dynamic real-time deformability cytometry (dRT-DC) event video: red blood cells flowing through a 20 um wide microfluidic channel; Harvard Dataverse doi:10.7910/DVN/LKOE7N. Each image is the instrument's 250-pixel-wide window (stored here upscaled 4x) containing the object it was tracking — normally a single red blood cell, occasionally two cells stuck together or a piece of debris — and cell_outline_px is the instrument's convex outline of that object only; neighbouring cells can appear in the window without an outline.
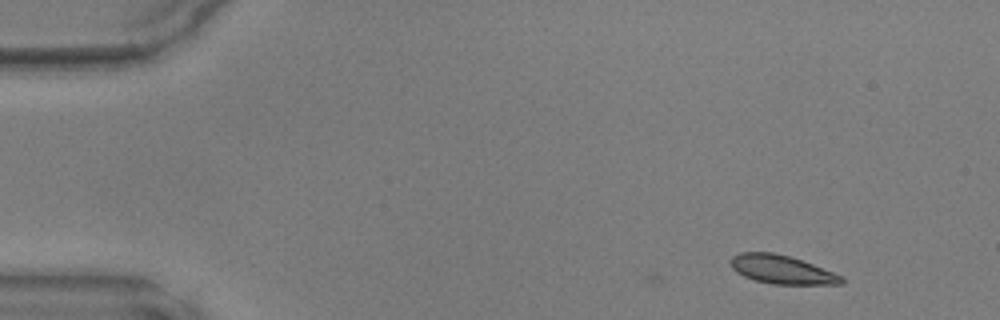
{"species": "common noctule bat (a hibernating species)", "species_latin": "Nyctalus noctula", "temperature_condition": "warm", "stored_images_in_passage": 3, "camera_frame_rate_fps": 3000, "um_per_image_px": 0.085, "animal": {"sex": "male", "body_mass_g": 17.9, "forearm_length_mm": 54.2}, "frame": {"image": 1, "passage_image": 3, "time_ms": 0.667, "image_size_px": [1000, 320], "cell_outline_px": [[844, 284], [772, 284], [756, 280], [744, 276], [736, 272], [732, 268], [728, 260], [732, 256], [740, 252], [772, 252], [788, 256], [812, 264], [844, 276]], "centroid_in_image_um": [66.43, 22.91], "position_along_channel_um": 18.6, "area_um2": 18.44}}